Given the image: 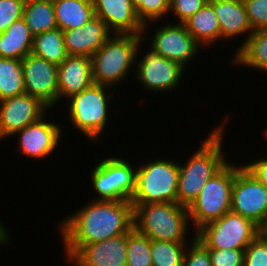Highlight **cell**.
Wrapping results in <instances>:
<instances>
[{
  "label": "cell",
  "instance_id": "24",
  "mask_svg": "<svg viewBox=\"0 0 267 266\" xmlns=\"http://www.w3.org/2000/svg\"><path fill=\"white\" fill-rule=\"evenodd\" d=\"M57 27L62 31L82 28L95 17L92 0H52Z\"/></svg>",
  "mask_w": 267,
  "mask_h": 266
},
{
  "label": "cell",
  "instance_id": "30",
  "mask_svg": "<svg viewBox=\"0 0 267 266\" xmlns=\"http://www.w3.org/2000/svg\"><path fill=\"white\" fill-rule=\"evenodd\" d=\"M131 2L143 24L159 20L162 23V20H168L170 0H131Z\"/></svg>",
  "mask_w": 267,
  "mask_h": 266
},
{
  "label": "cell",
  "instance_id": "22",
  "mask_svg": "<svg viewBox=\"0 0 267 266\" xmlns=\"http://www.w3.org/2000/svg\"><path fill=\"white\" fill-rule=\"evenodd\" d=\"M187 31L206 50L221 41V31L213 6L207 2L184 22Z\"/></svg>",
  "mask_w": 267,
  "mask_h": 266
},
{
  "label": "cell",
  "instance_id": "27",
  "mask_svg": "<svg viewBox=\"0 0 267 266\" xmlns=\"http://www.w3.org/2000/svg\"><path fill=\"white\" fill-rule=\"evenodd\" d=\"M25 94L20 59L0 57V101Z\"/></svg>",
  "mask_w": 267,
  "mask_h": 266
},
{
  "label": "cell",
  "instance_id": "32",
  "mask_svg": "<svg viewBox=\"0 0 267 266\" xmlns=\"http://www.w3.org/2000/svg\"><path fill=\"white\" fill-rule=\"evenodd\" d=\"M243 266H267V238L260 233L245 248Z\"/></svg>",
  "mask_w": 267,
  "mask_h": 266
},
{
  "label": "cell",
  "instance_id": "33",
  "mask_svg": "<svg viewBox=\"0 0 267 266\" xmlns=\"http://www.w3.org/2000/svg\"><path fill=\"white\" fill-rule=\"evenodd\" d=\"M182 266H212L209 249L196 237L186 248Z\"/></svg>",
  "mask_w": 267,
  "mask_h": 266
},
{
  "label": "cell",
  "instance_id": "38",
  "mask_svg": "<svg viewBox=\"0 0 267 266\" xmlns=\"http://www.w3.org/2000/svg\"><path fill=\"white\" fill-rule=\"evenodd\" d=\"M9 232L10 231L6 227L5 222L3 223V220H1V218H0V245H1L0 247H2V245L5 247H6V245H7V247H8V245L9 246L12 245V243H11L12 241H10V237H12V236H10L11 233H9Z\"/></svg>",
  "mask_w": 267,
  "mask_h": 266
},
{
  "label": "cell",
  "instance_id": "37",
  "mask_svg": "<svg viewBox=\"0 0 267 266\" xmlns=\"http://www.w3.org/2000/svg\"><path fill=\"white\" fill-rule=\"evenodd\" d=\"M243 168L249 172L258 182L267 187V155L250 159L242 164Z\"/></svg>",
  "mask_w": 267,
  "mask_h": 266
},
{
  "label": "cell",
  "instance_id": "5",
  "mask_svg": "<svg viewBox=\"0 0 267 266\" xmlns=\"http://www.w3.org/2000/svg\"><path fill=\"white\" fill-rule=\"evenodd\" d=\"M142 35L112 34L90 57L94 84L119 88L133 70Z\"/></svg>",
  "mask_w": 267,
  "mask_h": 266
},
{
  "label": "cell",
  "instance_id": "13",
  "mask_svg": "<svg viewBox=\"0 0 267 266\" xmlns=\"http://www.w3.org/2000/svg\"><path fill=\"white\" fill-rule=\"evenodd\" d=\"M231 211L251 220L259 228L267 218V187L243 167L234 177Z\"/></svg>",
  "mask_w": 267,
  "mask_h": 266
},
{
  "label": "cell",
  "instance_id": "28",
  "mask_svg": "<svg viewBox=\"0 0 267 266\" xmlns=\"http://www.w3.org/2000/svg\"><path fill=\"white\" fill-rule=\"evenodd\" d=\"M189 243L150 240L153 266H182L184 254Z\"/></svg>",
  "mask_w": 267,
  "mask_h": 266
},
{
  "label": "cell",
  "instance_id": "25",
  "mask_svg": "<svg viewBox=\"0 0 267 266\" xmlns=\"http://www.w3.org/2000/svg\"><path fill=\"white\" fill-rule=\"evenodd\" d=\"M22 18L33 35L57 28L52 0H25Z\"/></svg>",
  "mask_w": 267,
  "mask_h": 266
},
{
  "label": "cell",
  "instance_id": "2",
  "mask_svg": "<svg viewBox=\"0 0 267 266\" xmlns=\"http://www.w3.org/2000/svg\"><path fill=\"white\" fill-rule=\"evenodd\" d=\"M229 117L230 115L226 116L220 125L209 131L200 147L192 151L193 154L189 155L184 163L178 162V204L189 207L207 181L229 161L227 159L229 156L223 149L226 127L231 119Z\"/></svg>",
  "mask_w": 267,
  "mask_h": 266
},
{
  "label": "cell",
  "instance_id": "7",
  "mask_svg": "<svg viewBox=\"0 0 267 266\" xmlns=\"http://www.w3.org/2000/svg\"><path fill=\"white\" fill-rule=\"evenodd\" d=\"M156 158L137 164L132 204L177 203L178 160Z\"/></svg>",
  "mask_w": 267,
  "mask_h": 266
},
{
  "label": "cell",
  "instance_id": "34",
  "mask_svg": "<svg viewBox=\"0 0 267 266\" xmlns=\"http://www.w3.org/2000/svg\"><path fill=\"white\" fill-rule=\"evenodd\" d=\"M25 0H0V33L22 18Z\"/></svg>",
  "mask_w": 267,
  "mask_h": 266
},
{
  "label": "cell",
  "instance_id": "11",
  "mask_svg": "<svg viewBox=\"0 0 267 266\" xmlns=\"http://www.w3.org/2000/svg\"><path fill=\"white\" fill-rule=\"evenodd\" d=\"M142 45H144V42L138 47L136 56L134 74L135 81L138 80L136 83H139L141 88L143 87L144 90L151 93L174 92L181 84L187 70L180 64L153 53L150 49H143L145 46ZM138 54L142 55L138 56Z\"/></svg>",
  "mask_w": 267,
  "mask_h": 266
},
{
  "label": "cell",
  "instance_id": "21",
  "mask_svg": "<svg viewBox=\"0 0 267 266\" xmlns=\"http://www.w3.org/2000/svg\"><path fill=\"white\" fill-rule=\"evenodd\" d=\"M230 60L234 67H248L267 74V28L253 31Z\"/></svg>",
  "mask_w": 267,
  "mask_h": 266
},
{
  "label": "cell",
  "instance_id": "8",
  "mask_svg": "<svg viewBox=\"0 0 267 266\" xmlns=\"http://www.w3.org/2000/svg\"><path fill=\"white\" fill-rule=\"evenodd\" d=\"M171 20V18L170 20H165L166 22L164 24H159V27L156 25L159 23L158 21L144 24L142 40L143 42L144 40L146 41V39L149 40L147 41L148 43L145 44L146 47L147 45L149 46L147 48L153 53L172 60L187 70V64L191 65V62L196 60L195 57H198L197 55H200L199 53L204 48L187 31L184 23H176ZM150 24L155 25L156 27L152 26V28L156 29H153L154 31L150 30V32L147 33L149 31L148 28L151 27ZM147 34H149L148 37H146Z\"/></svg>",
  "mask_w": 267,
  "mask_h": 266
},
{
  "label": "cell",
  "instance_id": "23",
  "mask_svg": "<svg viewBox=\"0 0 267 266\" xmlns=\"http://www.w3.org/2000/svg\"><path fill=\"white\" fill-rule=\"evenodd\" d=\"M33 37L23 18L0 33V57L22 60L32 51Z\"/></svg>",
  "mask_w": 267,
  "mask_h": 266
},
{
  "label": "cell",
  "instance_id": "1",
  "mask_svg": "<svg viewBox=\"0 0 267 266\" xmlns=\"http://www.w3.org/2000/svg\"><path fill=\"white\" fill-rule=\"evenodd\" d=\"M85 205V206H84ZM59 220L65 262L83 245L128 233L133 227V204L127 200H93Z\"/></svg>",
  "mask_w": 267,
  "mask_h": 266
},
{
  "label": "cell",
  "instance_id": "26",
  "mask_svg": "<svg viewBox=\"0 0 267 266\" xmlns=\"http://www.w3.org/2000/svg\"><path fill=\"white\" fill-rule=\"evenodd\" d=\"M31 53L48 62L60 65L68 56L63 31L57 27L34 35Z\"/></svg>",
  "mask_w": 267,
  "mask_h": 266
},
{
  "label": "cell",
  "instance_id": "40",
  "mask_svg": "<svg viewBox=\"0 0 267 266\" xmlns=\"http://www.w3.org/2000/svg\"><path fill=\"white\" fill-rule=\"evenodd\" d=\"M262 132H265L264 136H265V138H267V128Z\"/></svg>",
  "mask_w": 267,
  "mask_h": 266
},
{
  "label": "cell",
  "instance_id": "35",
  "mask_svg": "<svg viewBox=\"0 0 267 266\" xmlns=\"http://www.w3.org/2000/svg\"><path fill=\"white\" fill-rule=\"evenodd\" d=\"M243 2L253 31L267 28V0H245Z\"/></svg>",
  "mask_w": 267,
  "mask_h": 266
},
{
  "label": "cell",
  "instance_id": "9",
  "mask_svg": "<svg viewBox=\"0 0 267 266\" xmlns=\"http://www.w3.org/2000/svg\"><path fill=\"white\" fill-rule=\"evenodd\" d=\"M95 163L91 169V185L95 193L93 200H127L135 192L137 163L121 156L109 155ZM97 195V197H96Z\"/></svg>",
  "mask_w": 267,
  "mask_h": 266
},
{
  "label": "cell",
  "instance_id": "3",
  "mask_svg": "<svg viewBox=\"0 0 267 266\" xmlns=\"http://www.w3.org/2000/svg\"><path fill=\"white\" fill-rule=\"evenodd\" d=\"M115 90L108 86L93 83L89 88L72 95L65 101L67 102L65 107H68L65 108L67 109L65 112H68V115H65V117H68L67 122L70 125L72 124L80 134L86 136V140L90 139V143H93L94 146H97L98 143L101 144L102 139L103 141L105 139L103 137L107 133L105 131L106 127L109 126L107 125L108 119L111 123L109 117L111 116V110H109L112 106L110 105L111 100L115 101V98H117L115 95L119 94Z\"/></svg>",
  "mask_w": 267,
  "mask_h": 266
},
{
  "label": "cell",
  "instance_id": "10",
  "mask_svg": "<svg viewBox=\"0 0 267 266\" xmlns=\"http://www.w3.org/2000/svg\"><path fill=\"white\" fill-rule=\"evenodd\" d=\"M259 233L251 220L229 211L200 228L196 238L208 249H245Z\"/></svg>",
  "mask_w": 267,
  "mask_h": 266
},
{
  "label": "cell",
  "instance_id": "19",
  "mask_svg": "<svg viewBox=\"0 0 267 266\" xmlns=\"http://www.w3.org/2000/svg\"><path fill=\"white\" fill-rule=\"evenodd\" d=\"M58 105L93 84L91 58L68 55L57 69ZM64 99V100H63Z\"/></svg>",
  "mask_w": 267,
  "mask_h": 266
},
{
  "label": "cell",
  "instance_id": "16",
  "mask_svg": "<svg viewBox=\"0 0 267 266\" xmlns=\"http://www.w3.org/2000/svg\"><path fill=\"white\" fill-rule=\"evenodd\" d=\"M127 233L83 245L68 261L73 266H126Z\"/></svg>",
  "mask_w": 267,
  "mask_h": 266
},
{
  "label": "cell",
  "instance_id": "4",
  "mask_svg": "<svg viewBox=\"0 0 267 266\" xmlns=\"http://www.w3.org/2000/svg\"><path fill=\"white\" fill-rule=\"evenodd\" d=\"M133 223L150 240L179 243L191 242L196 237V233L189 231L192 226L188 207L178 203L133 204Z\"/></svg>",
  "mask_w": 267,
  "mask_h": 266
},
{
  "label": "cell",
  "instance_id": "17",
  "mask_svg": "<svg viewBox=\"0 0 267 266\" xmlns=\"http://www.w3.org/2000/svg\"><path fill=\"white\" fill-rule=\"evenodd\" d=\"M95 16L106 23L112 34L142 35L139 20L131 0H92Z\"/></svg>",
  "mask_w": 267,
  "mask_h": 266
},
{
  "label": "cell",
  "instance_id": "39",
  "mask_svg": "<svg viewBox=\"0 0 267 266\" xmlns=\"http://www.w3.org/2000/svg\"><path fill=\"white\" fill-rule=\"evenodd\" d=\"M260 234L264 236L265 238H267V218L265 222L263 223V225L260 227Z\"/></svg>",
  "mask_w": 267,
  "mask_h": 266
},
{
  "label": "cell",
  "instance_id": "18",
  "mask_svg": "<svg viewBox=\"0 0 267 266\" xmlns=\"http://www.w3.org/2000/svg\"><path fill=\"white\" fill-rule=\"evenodd\" d=\"M208 2L213 6L218 18L221 41L223 40L225 42L226 40L228 41L234 38L233 42L235 43L237 42L235 40L244 37L236 50H234L236 53L245 44L248 36L253 32L244 2L241 0H209Z\"/></svg>",
  "mask_w": 267,
  "mask_h": 266
},
{
  "label": "cell",
  "instance_id": "14",
  "mask_svg": "<svg viewBox=\"0 0 267 266\" xmlns=\"http://www.w3.org/2000/svg\"><path fill=\"white\" fill-rule=\"evenodd\" d=\"M25 93L38 98L50 110L58 105V65L32 53L21 60Z\"/></svg>",
  "mask_w": 267,
  "mask_h": 266
},
{
  "label": "cell",
  "instance_id": "29",
  "mask_svg": "<svg viewBox=\"0 0 267 266\" xmlns=\"http://www.w3.org/2000/svg\"><path fill=\"white\" fill-rule=\"evenodd\" d=\"M126 266H153L150 239L134 227L127 233Z\"/></svg>",
  "mask_w": 267,
  "mask_h": 266
},
{
  "label": "cell",
  "instance_id": "31",
  "mask_svg": "<svg viewBox=\"0 0 267 266\" xmlns=\"http://www.w3.org/2000/svg\"><path fill=\"white\" fill-rule=\"evenodd\" d=\"M208 1L209 0H170L168 16L171 18L174 17L173 22L184 23L192 15L199 11Z\"/></svg>",
  "mask_w": 267,
  "mask_h": 266
},
{
  "label": "cell",
  "instance_id": "15",
  "mask_svg": "<svg viewBox=\"0 0 267 266\" xmlns=\"http://www.w3.org/2000/svg\"><path fill=\"white\" fill-rule=\"evenodd\" d=\"M38 98L22 94L0 101V142L51 112Z\"/></svg>",
  "mask_w": 267,
  "mask_h": 266
},
{
  "label": "cell",
  "instance_id": "12",
  "mask_svg": "<svg viewBox=\"0 0 267 266\" xmlns=\"http://www.w3.org/2000/svg\"><path fill=\"white\" fill-rule=\"evenodd\" d=\"M50 114H45L38 121L15 132L11 137H18L15 142L16 150L22 156L38 161L46 160L63 143L64 126L49 118ZM48 116V118H46ZM49 119V120H48ZM51 119V120H50ZM63 131V132H62ZM63 133V134H62ZM42 159V160H41Z\"/></svg>",
  "mask_w": 267,
  "mask_h": 266
},
{
  "label": "cell",
  "instance_id": "6",
  "mask_svg": "<svg viewBox=\"0 0 267 266\" xmlns=\"http://www.w3.org/2000/svg\"><path fill=\"white\" fill-rule=\"evenodd\" d=\"M242 167V163L239 165L229 160L203 186L198 197L188 207L194 233L231 211L234 177Z\"/></svg>",
  "mask_w": 267,
  "mask_h": 266
},
{
  "label": "cell",
  "instance_id": "36",
  "mask_svg": "<svg viewBox=\"0 0 267 266\" xmlns=\"http://www.w3.org/2000/svg\"><path fill=\"white\" fill-rule=\"evenodd\" d=\"M245 249H209L212 266H243Z\"/></svg>",
  "mask_w": 267,
  "mask_h": 266
},
{
  "label": "cell",
  "instance_id": "20",
  "mask_svg": "<svg viewBox=\"0 0 267 266\" xmlns=\"http://www.w3.org/2000/svg\"><path fill=\"white\" fill-rule=\"evenodd\" d=\"M68 55L91 57L112 35L105 22L95 16L82 28L63 31Z\"/></svg>",
  "mask_w": 267,
  "mask_h": 266
}]
</instances>
